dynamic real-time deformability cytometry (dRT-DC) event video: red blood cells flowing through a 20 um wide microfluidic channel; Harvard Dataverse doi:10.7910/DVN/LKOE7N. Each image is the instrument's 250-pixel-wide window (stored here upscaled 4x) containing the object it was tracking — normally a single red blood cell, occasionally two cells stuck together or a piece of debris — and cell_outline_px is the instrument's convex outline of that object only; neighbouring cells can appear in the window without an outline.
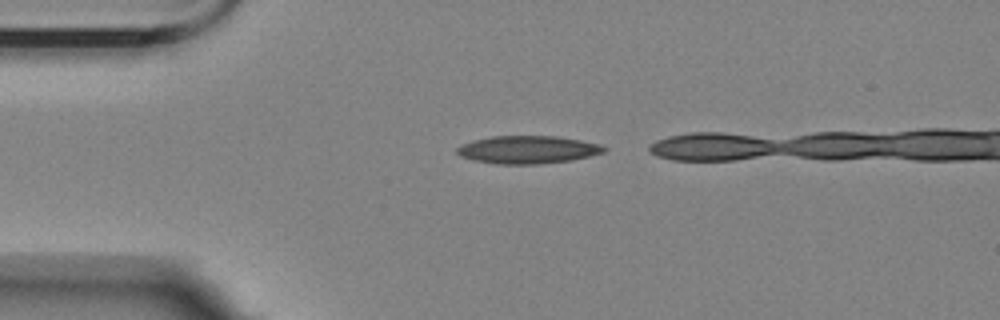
{"species": "Egyptian fruit bat (a non-hibernating species)", "species_latin": "Rousettus aegyptiacus", "temperature_condition": "room temperature", "stored_images_in_passage": 3, "camera_frame_rate_fps": 3000, "um_per_image_px": 0.085, "animal": {"sex": "female"}, "frame": {"image": 1, "passage_image": 1, "time_ms": 0.0, "image_size_px": [1000, 320], "cell_outline_px": [[608, 148], [604, 152], [572, 160], [540, 164], [496, 164], [472, 160], [460, 156], [456, 152], [456, 148], [460, 144], [472, 140], [492, 136], [556, 136], [580, 140], [600, 144]], "centroid_in_image_um": [44.82, 12.72], "position_along_channel_um": 40.2, "area_um2": 23.99}}